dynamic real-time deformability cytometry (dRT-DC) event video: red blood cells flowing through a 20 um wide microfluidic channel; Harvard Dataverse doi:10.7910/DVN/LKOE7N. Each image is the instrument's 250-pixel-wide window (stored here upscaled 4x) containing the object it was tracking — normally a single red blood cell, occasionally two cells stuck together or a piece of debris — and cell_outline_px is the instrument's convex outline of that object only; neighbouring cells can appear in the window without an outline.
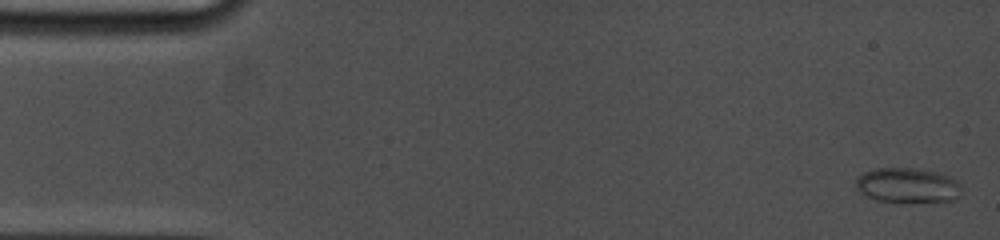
{"species": "common noctule bat (a hibernating species)", "species_latin": "Nyctalus noctula", "temperature_condition": "cold", "stored_images_in_passage": 34, "camera_frame_rate_fps": 5000, "um_per_image_px": 0.085, "animal": {"sex": "female", "body_mass_g": 19.0, "forearm_length_mm": 53.3}, "frame": {"image": 1, "passage_image": 1, "time_ms": 0.0, "image_size_px": [1000, 240], "cell_outline_px": [[960, 196], [956, 200], [936, 204], [904, 204], [876, 200], [860, 192], [856, 188], [856, 180], [864, 172], [876, 168], [912, 168], [936, 172], [948, 176], [956, 180], [960, 184]], "centroid_in_image_um": [77.2, 15.82], "position_along_channel_um": 7.8, "area_um2": 22.37}}
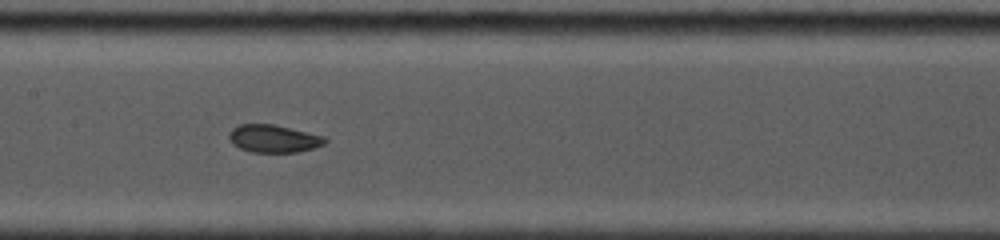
{"frame": {"image": 2, "passage_image": 22, "time_ms": 8.0, "image_size_px": [1000, 240], "cell_outline_px": [[328, 140], [324, 144], [312, 148], [296, 152], [252, 152], [240, 148], [232, 144], [228, 136], [228, 132], [232, 128], [240, 124], [272, 124], [324, 136]], "centroid_in_image_um": [23.22, 11.78], "position_along_channel_um": 184.2, "area_um2": 15.37}}
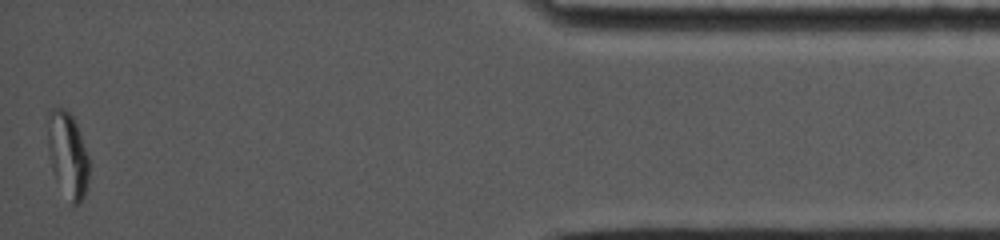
{"frame": {"image": 3, "passage_image": 34, "time_ms": 16.0, "image_size_px": [1000, 240], "cell_outline_px": [[88, 180], [84, 196], [76, 204], [72, 204], [56, 176], [52, 168], [48, 148], [48, 112], [52, 108], [64, 108], [72, 116], [76, 124], [88, 156]], "centroid_in_image_um": [5.75, 13.08], "position_along_channel_um": 429.4, "area_um2": 19.77}, "authors_computed_cell_mechanics": {"area_um2": 16.6464, "velocity_mm_per_s": 3.788, "shape_relaxation_time_tau1_ms": 10.7518, "shape_relaxation_time_tau2_ms": 1.4573, "deformation_change_tau1": 0.2367, "deformation_change_tau2": 0.0578}}